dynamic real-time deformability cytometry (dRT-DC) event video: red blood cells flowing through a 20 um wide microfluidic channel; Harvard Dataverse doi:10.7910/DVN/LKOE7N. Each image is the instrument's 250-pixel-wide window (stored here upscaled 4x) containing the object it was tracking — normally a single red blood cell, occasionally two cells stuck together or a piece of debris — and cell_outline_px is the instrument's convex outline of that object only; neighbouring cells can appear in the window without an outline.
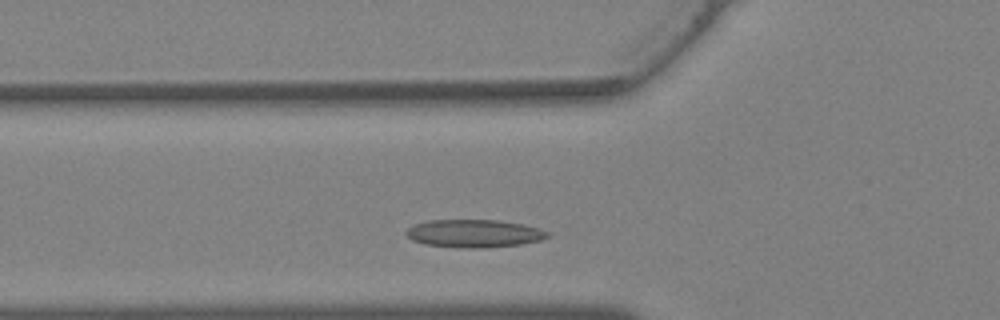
{"species": "Egyptian fruit bat (a non-hibernating species)", "species_latin": "Rousettus aegyptiacus", "temperature_condition": "warm", "stored_images_in_passage": 22, "camera_frame_rate_fps": 3000, "um_per_image_px": 0.085, "animal": {"sex": "female"}, "frame": {"image": 1, "passage_image": 5, "time_ms": 1.333, "image_size_px": [1000, 320], "cell_outline_px": [[552, 236], [540, 240], [520, 244], [488, 248], [460, 248], [424, 244], [412, 240], [404, 232], [412, 224], [428, 220], [500, 220], [524, 224], [540, 228], [548, 232]], "centroid_in_image_um": [40.3, 19.84], "position_along_channel_um": 85.5, "area_um2": 23.29}}
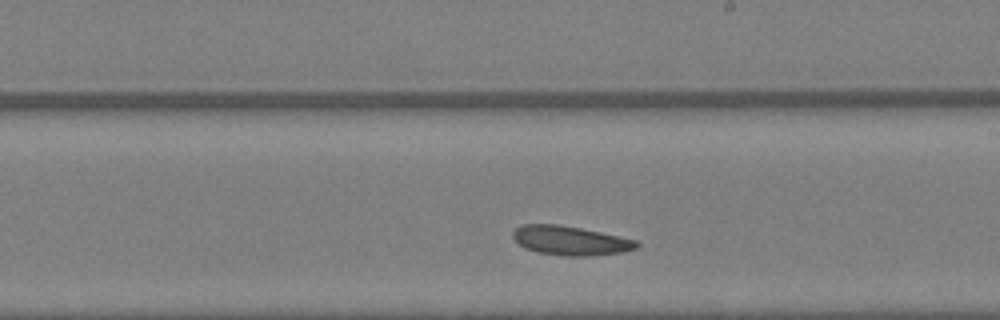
{"frame": {"image": 2, "passage_image": 14, "time_ms": 4.333, "image_size_px": [1000, 320], "cell_outline_px": [[640, 244], [636, 248], [624, 252], [588, 256], [568, 256], [536, 252], [524, 248], [512, 236], [512, 232], [520, 224], [560, 224], [600, 232], [636, 240]], "centroid_in_image_um": [48.46, 20.45], "position_along_channel_um": 240.5, "area_um2": 21.04}}
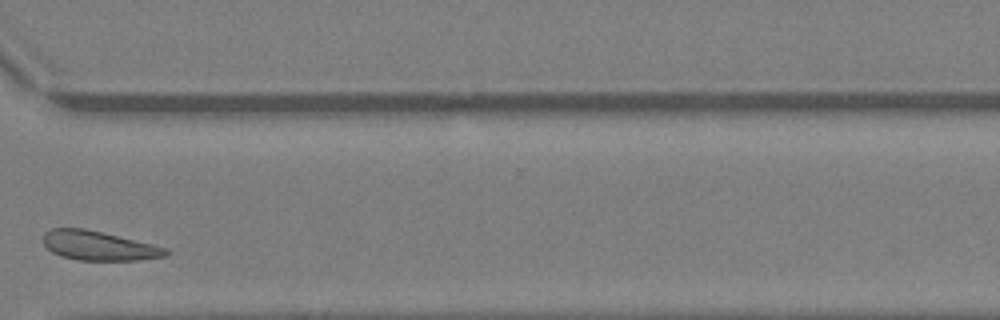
{"frame": {"image": 3, "passage_image": 21, "time_ms": 6.667, "image_size_px": [1000, 320], "cell_outline_px": [[168, 256], [140, 260], [76, 260], [60, 256], [52, 252], [44, 244], [44, 232], [52, 228], [84, 228], [152, 244], [168, 248]], "centroid_in_image_um": [8.39, 20.89], "position_along_channel_um": 362.2, "area_um2": 20.87}}